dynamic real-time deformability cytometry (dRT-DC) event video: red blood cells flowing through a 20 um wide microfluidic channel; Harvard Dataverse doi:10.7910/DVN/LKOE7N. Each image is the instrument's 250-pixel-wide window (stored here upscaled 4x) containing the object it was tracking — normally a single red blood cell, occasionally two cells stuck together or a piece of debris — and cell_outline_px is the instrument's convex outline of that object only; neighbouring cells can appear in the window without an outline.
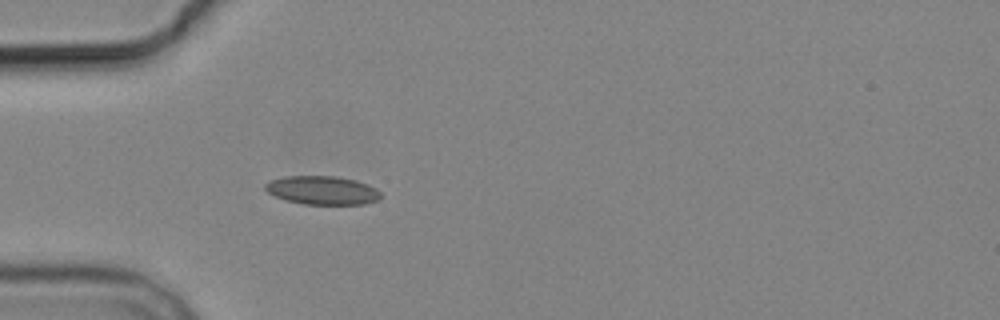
{"species": "common noctule bat (a hibernating species)", "species_latin": "Nyctalus noctula", "temperature_condition": "cold", "stored_images_in_passage": 1, "camera_frame_rate_fps": 3000, "um_per_image_px": 0.085, "animal": {"sex": "male", "body_mass_g": 19.2, "forearm_length_mm": 51.8}, "frame": {"image": 1, "passage_image": 1, "time_ms": 0.0, "image_size_px": [1000, 320], "cell_outline_px": [[380, 200], [364, 204], [304, 204], [288, 200], [276, 196], [268, 192], [264, 188], [264, 184], [268, 180], [284, 176], [336, 176], [356, 180], [376, 188], [380, 192]], "centroid_in_image_um": [27.39, 16.16], "position_along_channel_um": 57.6, "area_um2": 19.25}}